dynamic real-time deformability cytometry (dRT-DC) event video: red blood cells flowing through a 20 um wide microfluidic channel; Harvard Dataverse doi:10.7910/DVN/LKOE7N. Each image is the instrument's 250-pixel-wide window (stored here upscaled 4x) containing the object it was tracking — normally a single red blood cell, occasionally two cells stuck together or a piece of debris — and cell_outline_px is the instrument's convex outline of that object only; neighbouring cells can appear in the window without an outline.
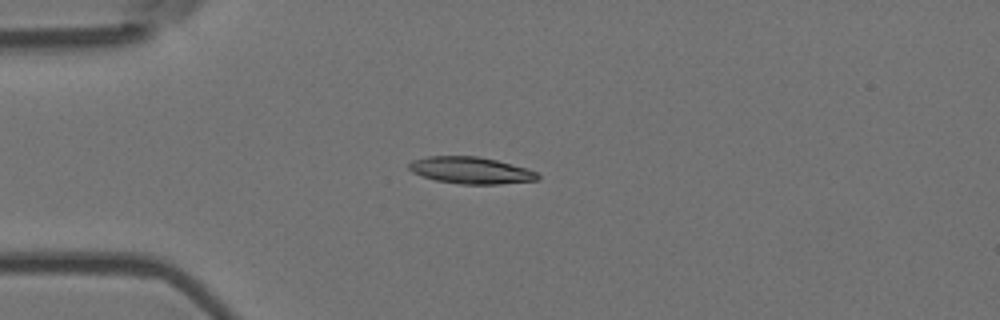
{"species": "Egyptian fruit bat (a non-hibernating species)", "species_latin": "Rousettus aegyptiacus", "temperature_condition": "room temperature", "stored_images_in_passage": 6, "camera_frame_rate_fps": 3000, "um_per_image_px": 0.085, "animal": {"sex": "female"}, "frame": {"image": 1, "passage_image": 3, "time_ms": 0.667, "image_size_px": [1000, 320], "cell_outline_px": [[540, 180], [500, 184], [460, 184], [436, 180], [412, 172], [408, 168], [408, 164], [412, 160], [428, 156], [476, 156], [496, 160], [528, 168], [536, 172], [540, 176]], "centroid_in_image_um": [40.05, 14.48], "position_along_channel_um": 45.0, "area_um2": 20.11}}
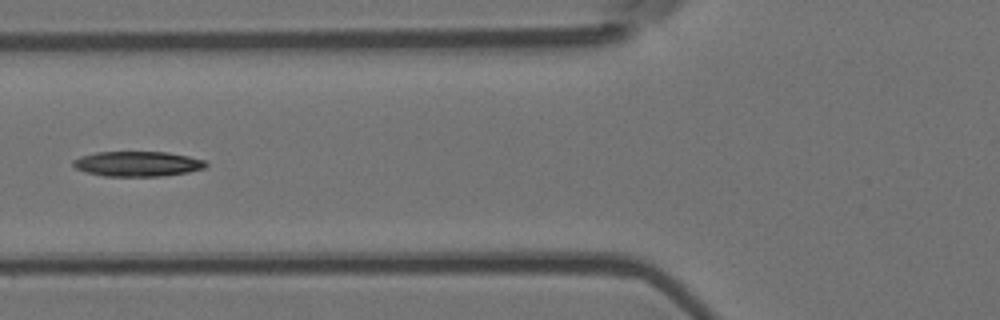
{"frame": {"image": 2, "passage_image": 5, "time_ms": 1.333, "image_size_px": [1000, 320], "cell_outline_px": [[208, 164], [204, 168], [188, 172], [164, 176], [104, 176], [84, 172], [76, 168], [72, 164], [72, 160], [80, 156], [96, 152], [168, 152], [188, 156], [204, 160]], "centroid_in_image_um": [11.67, 13.93], "position_along_channel_um": 114.1, "area_um2": 19.48}}
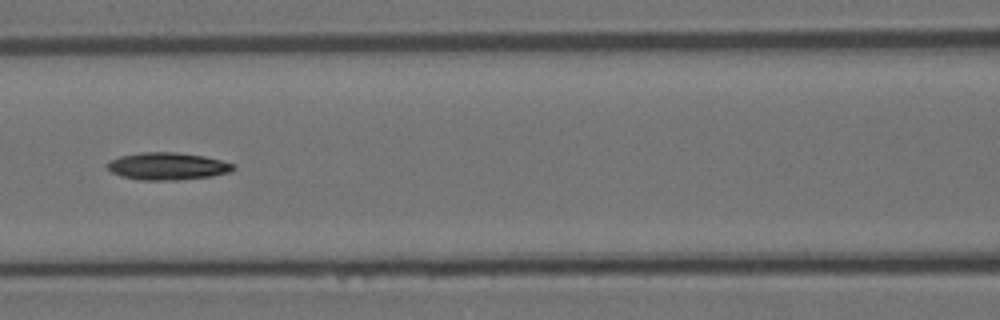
{"frame": {"image": 3, "passage_image": 6, "time_ms": 1.667, "image_size_px": [1000, 320], "cell_outline_px": [[236, 168], [228, 172], [212, 176], [176, 180], [140, 180], [120, 176], [112, 172], [104, 164], [120, 156], [140, 152], [176, 152], [204, 156], [236, 164]], "centroid_in_image_um": [14.23, 14.12], "position_along_channel_um": 152.4, "area_um2": 20.11}}